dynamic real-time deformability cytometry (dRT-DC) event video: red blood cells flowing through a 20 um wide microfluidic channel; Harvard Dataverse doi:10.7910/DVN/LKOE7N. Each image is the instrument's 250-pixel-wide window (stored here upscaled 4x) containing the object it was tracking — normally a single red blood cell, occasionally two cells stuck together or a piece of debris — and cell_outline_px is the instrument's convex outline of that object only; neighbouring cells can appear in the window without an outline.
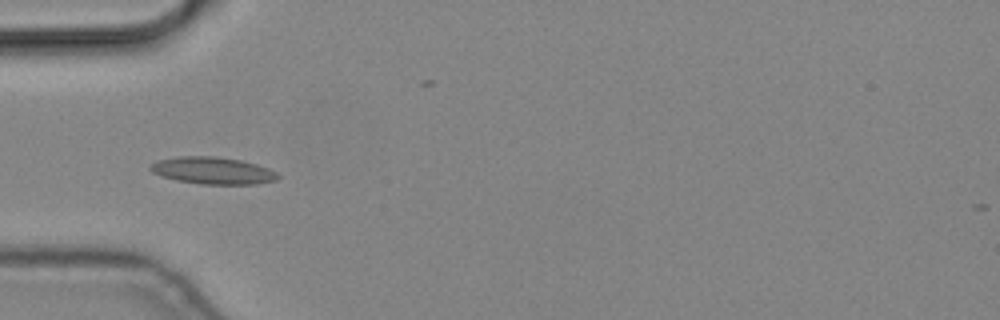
{"species": "common noctule bat (a hibernating species)", "species_latin": "Nyctalus noctula", "temperature_condition": "cold", "stored_images_in_passage": 12, "camera_frame_rate_fps": 3000, "um_per_image_px": 0.085, "animal": {"sex": "male", "body_mass_g": 19.2, "forearm_length_mm": 51.8}, "frame": {"image": 1, "passage_image": 3, "time_ms": 0.667, "image_size_px": [1000, 320], "cell_outline_px": [[280, 176], [276, 180], [256, 184], [200, 184], [176, 180], [160, 176], [152, 172], [148, 168], [148, 164], [156, 160], [180, 156], [216, 156], [240, 160], [256, 164], [268, 168], [276, 172]], "centroid_in_image_um": [18.03, 14.49], "position_along_channel_um": 67.0, "area_um2": 20.29}}
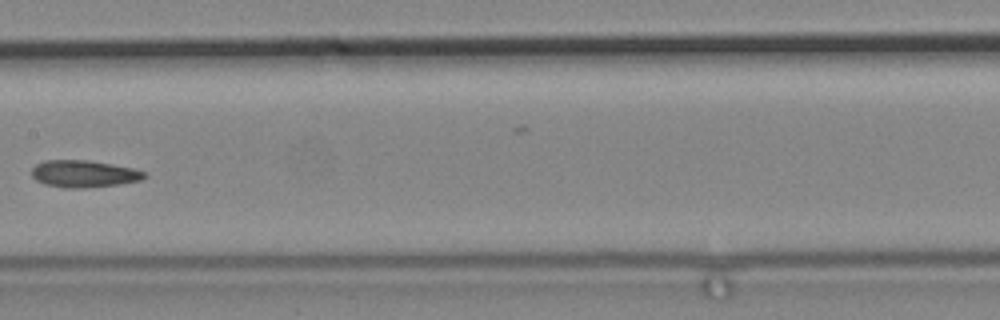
{"frame": {"image": 2, "passage_image": 6, "time_ms": 1.667, "image_size_px": [1000, 320], "cell_outline_px": [[148, 176], [140, 180], [116, 184], [84, 188], [64, 188], [44, 184], [36, 180], [32, 176], [32, 168], [36, 164], [44, 160], [88, 160], [112, 164], [132, 168], [148, 172]], "centroid_in_image_um": [7.12, 14.77], "position_along_channel_um": 200.3, "area_um2": 17.8}}
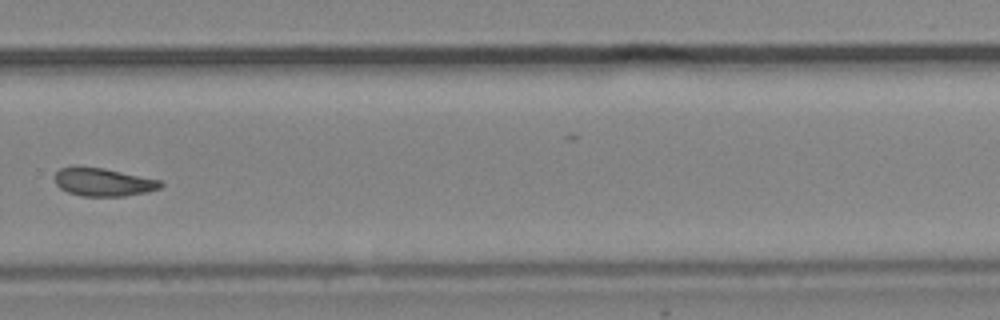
{"frame": {"image": 3, "passage_image": 9, "time_ms": 2.667, "image_size_px": [1000, 320], "cell_outline_px": [[164, 184], [160, 188], [144, 192], [124, 196], [80, 196], [68, 192], [60, 188], [56, 184], [56, 172], [60, 168], [72, 164], [80, 164], [104, 168], [160, 180]], "centroid_in_image_um": [8.71, 15.44], "position_along_channel_um": 321.1, "area_um2": 17.63}}